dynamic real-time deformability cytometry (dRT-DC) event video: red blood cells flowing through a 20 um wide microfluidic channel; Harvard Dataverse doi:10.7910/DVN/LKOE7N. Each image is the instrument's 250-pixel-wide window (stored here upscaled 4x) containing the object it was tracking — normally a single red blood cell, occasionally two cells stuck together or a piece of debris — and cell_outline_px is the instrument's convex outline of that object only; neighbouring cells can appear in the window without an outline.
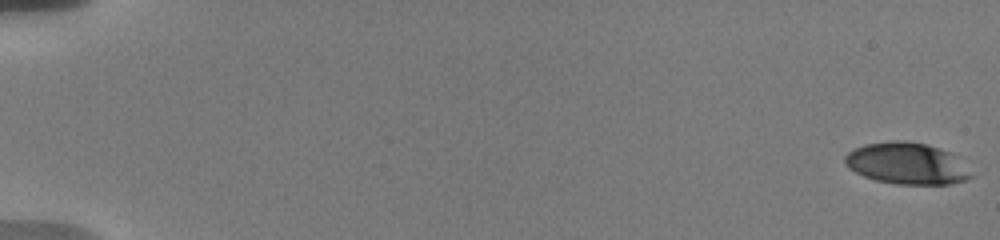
{"species": "human", "species_latin": "Homo sapiens", "temperature_condition": "warm", "stored_images_in_passage": 20, "camera_frame_rate_fps": 3000, "um_per_image_px": 0.085, "donor": {"sex": "male"}, "frame": {"image": 1, "passage_image": 1, "time_ms": 0.0, "image_size_px": [1000, 240], "cell_outline_px": [[976, 176], [968, 180], [948, 184], [896, 184], [876, 180], [864, 176], [848, 168], [844, 164], [844, 156], [848, 152], [864, 144], [888, 140], [900, 140], [928, 144], [952, 152]], "centroid_in_image_um": [77.11, 13.89], "position_along_channel_um": 7.9, "area_um2": 30.98}}
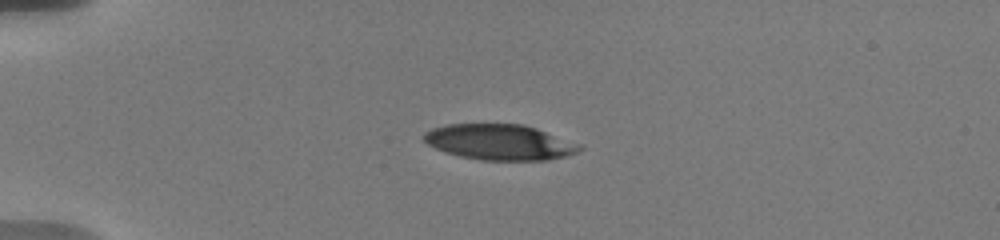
{"frame": {"image": 2, "passage_image": 15, "time_ms": 5.0, "image_size_px": [1000, 240], "cell_outline_px": [[584, 148], [576, 152], [564, 156], [548, 160], [480, 160], [460, 156], [444, 152], [428, 144], [424, 140], [424, 132], [432, 128], [448, 124], [524, 124], [584, 144]], "centroid_in_image_um": [42.51, 12.08], "position_along_channel_um": 42.5, "area_um2": 32.48}}
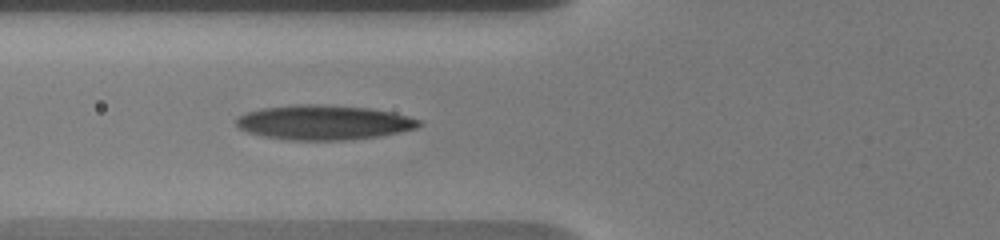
{"frame": {"image": 3, "passage_image": 20, "time_ms": 7.667, "image_size_px": [1000, 240], "cell_outline_px": [[424, 124], [416, 128], [376, 136], [344, 140], [288, 140], [264, 136], [248, 132], [240, 128], [236, 124], [236, 120], [240, 116], [248, 112], [260, 108], [296, 104], [316, 104], [368, 108], [392, 112], [408, 116], [420, 120]], "centroid_in_image_um": [27.51, 10.4], "position_along_channel_um": 98.3, "area_um2": 36.59}}